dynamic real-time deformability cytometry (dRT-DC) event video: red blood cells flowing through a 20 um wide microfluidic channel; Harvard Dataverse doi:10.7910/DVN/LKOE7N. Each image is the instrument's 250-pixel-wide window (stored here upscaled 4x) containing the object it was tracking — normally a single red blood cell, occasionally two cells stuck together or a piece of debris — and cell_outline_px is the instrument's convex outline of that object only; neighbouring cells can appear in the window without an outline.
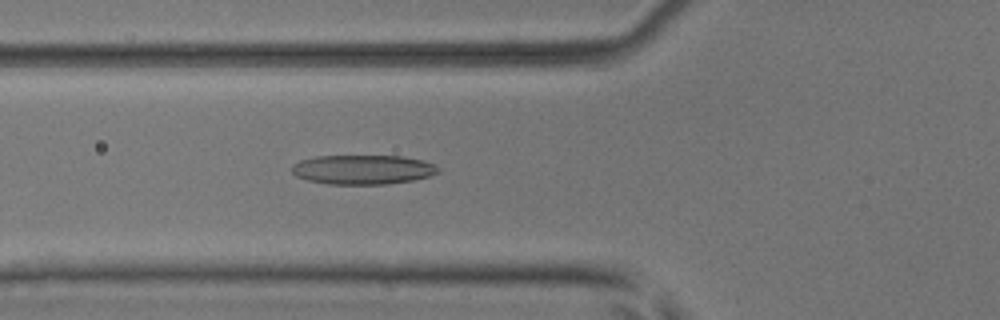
{"species": "common noctule bat (a hibernating species)", "species_latin": "Nyctalus noctula", "temperature_condition": "room temperature", "stored_images_in_passage": 54, "camera_frame_rate_fps": 3000, "um_per_image_px": 0.085, "animal": {"sex": "male", "body_mass_g": 17.9, "forearm_length_mm": 54.2}, "frame": {"image": 1, "passage_image": 20, "time_ms": 6.333, "image_size_px": [1000, 320], "cell_outline_px": [[440, 172], [428, 176], [412, 180], [384, 184], [328, 184], [308, 180], [296, 176], [292, 172], [292, 164], [300, 160], [316, 156], [400, 156], [420, 160], [436, 164], [440, 168]], "centroid_in_image_um": [30.83, 14.41], "position_along_channel_um": 95.0, "area_um2": 25.03}}
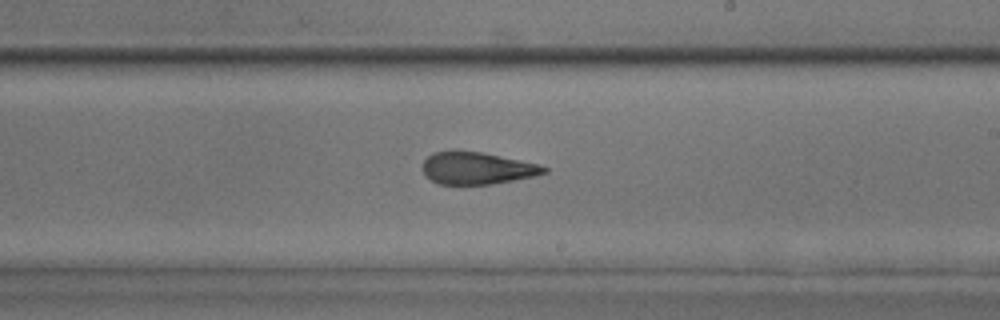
{"frame": {"image": 2, "passage_image": 32, "time_ms": 10.333, "image_size_px": [1000, 320], "cell_outline_px": [[548, 172], [536, 176], [492, 184], [436, 184], [424, 172], [424, 160], [432, 152], [456, 148], [484, 152], [540, 164], [548, 168]], "centroid_in_image_um": [40.56, 14.26], "position_along_channel_um": 248.4, "area_um2": 23.29}}
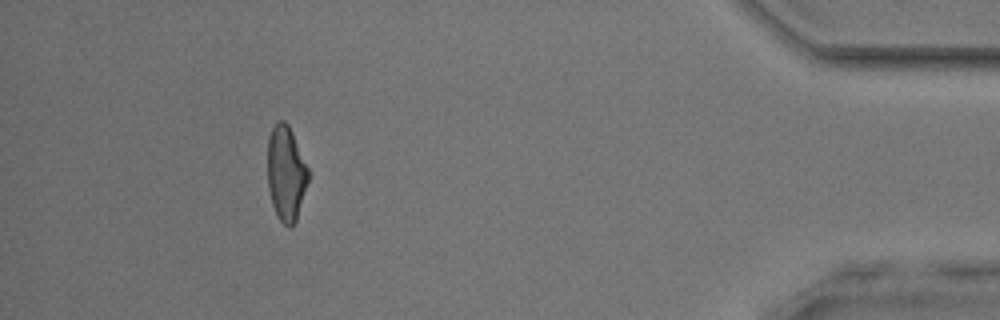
{"frame": {"image": 3, "passage_image": 49, "time_ms": 16.0, "image_size_px": [1000, 320], "cell_outline_px": [[308, 180], [296, 220], [292, 228], [288, 228], [280, 220], [272, 204], [268, 188], [268, 136], [276, 120], [284, 120], [288, 124], [292, 132], [308, 168]], "centroid_in_image_um": [24.3, 14.71], "position_along_channel_um": 410.9, "area_um2": 22.37}, "authors_computed_cell_mechanics": {"area_um2": 24.1604, "velocity_mm_per_s": 3.848, "shape_relaxation_time_tau1_ms": 8.5476, "shape_relaxation_time_tau2_ms": 1.6679, "deformation_change_tau1": 0.243, "deformation_change_tau2": 0.1059}}